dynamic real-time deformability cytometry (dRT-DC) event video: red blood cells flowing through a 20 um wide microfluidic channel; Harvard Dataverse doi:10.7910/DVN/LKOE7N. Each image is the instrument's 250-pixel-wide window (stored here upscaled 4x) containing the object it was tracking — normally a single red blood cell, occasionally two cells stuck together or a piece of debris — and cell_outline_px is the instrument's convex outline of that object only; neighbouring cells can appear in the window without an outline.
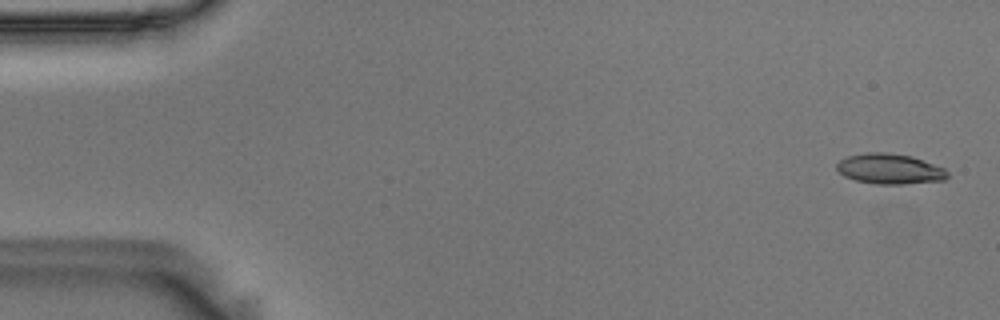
{"species": "Egyptian fruit bat (a non-hibernating species)", "species_latin": "Rousettus aegyptiacus", "temperature_condition": "room temperature", "stored_images_in_passage": 56, "camera_frame_rate_fps": 3000, "um_per_image_px": 0.085, "animal": {"sex": "male"}, "frame": {"image": 1, "passage_image": 2, "time_ms": 0.333, "image_size_px": [1000, 320], "cell_outline_px": [[948, 176], [944, 180], [904, 184], [876, 184], [856, 180], [844, 176], [836, 168], [836, 164], [840, 160], [848, 156], [868, 152], [884, 152], [912, 156], [944, 168], [948, 172]], "centroid_in_image_um": [75.63, 14.35], "position_along_channel_um": 9.4, "area_um2": 19.48}}
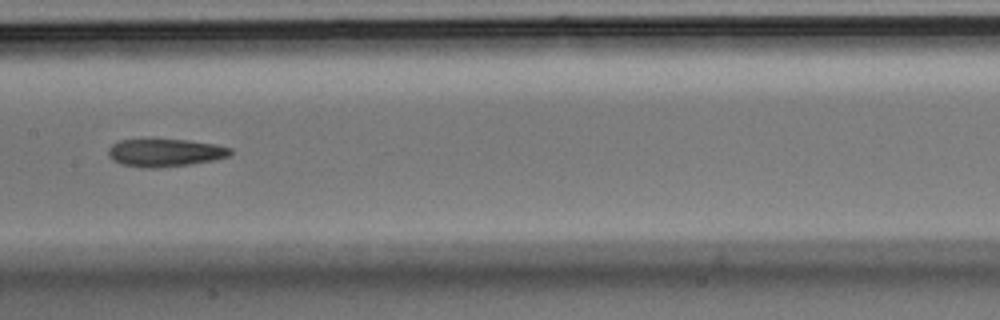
{"frame": {"image": 2, "passage_image": 28, "time_ms": 9.0, "image_size_px": [1000, 320], "cell_outline_px": [[232, 152], [228, 156], [212, 160], [192, 164], [156, 168], [140, 168], [120, 164], [112, 160], [108, 156], [108, 148], [112, 144], [120, 140], [152, 136], [188, 140], [216, 144], [232, 148]], "centroid_in_image_um": [13.96, 12.93], "position_along_channel_um": 193.4, "area_um2": 20.81}}
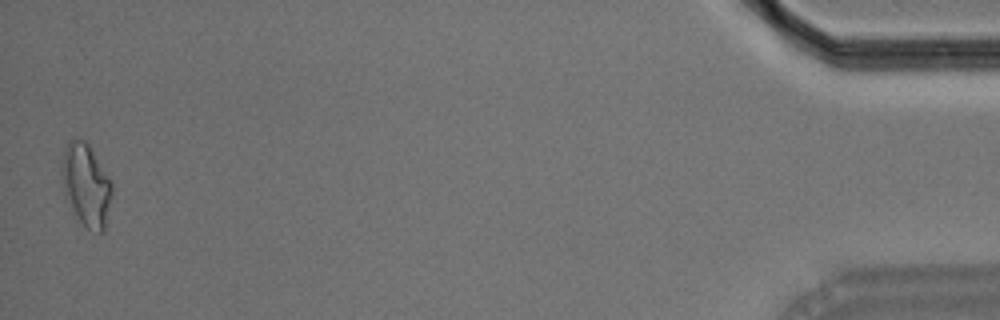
{"frame": {"image": 3, "passage_image": 55, "time_ms": 18.0, "image_size_px": [1000, 320], "cell_outline_px": [[112, 196], [104, 232], [100, 232], [88, 228], [80, 220], [64, 200], [60, 172], [64, 148], [68, 140], [84, 140], [88, 144], [112, 184]], "centroid_in_image_um": [7.28, 15.73], "position_along_channel_um": 427.9, "area_um2": 24.1}, "authors_computed_cell_mechanics": {"area_um2": 19.9988, "velocity_mm_per_s": 3.6244, "shape_relaxation_time_tau1_ms": 8.8701, "shape_relaxation_time_tau2_ms": 7.5385, "deformation_change_tau1": 0.2005, "deformation_change_tau2": 0.2013}}